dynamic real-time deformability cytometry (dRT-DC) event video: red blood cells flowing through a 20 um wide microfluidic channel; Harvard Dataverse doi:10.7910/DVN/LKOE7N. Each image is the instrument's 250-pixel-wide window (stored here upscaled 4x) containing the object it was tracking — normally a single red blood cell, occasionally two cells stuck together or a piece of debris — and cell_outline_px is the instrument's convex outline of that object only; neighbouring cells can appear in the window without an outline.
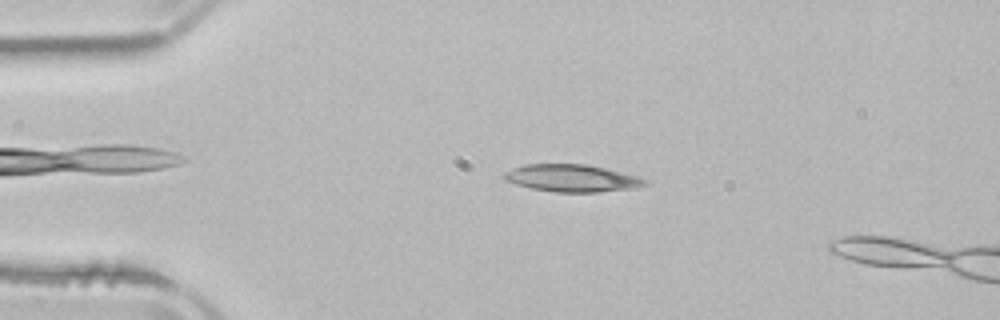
{"species": "common noctule bat (a hibernating species)", "species_latin": "Nyctalus noctula", "temperature_condition": "room temperature", "stored_images_in_passage": 4, "camera_frame_rate_fps": 3000, "um_per_image_px": 0.085, "animal": {"sex": "male", "body_mass_g": 21.5, "forearm_length_mm": 52.0}, "frame": {"image": 1, "passage_image": 3, "time_ms": 3.0, "image_size_px": [1000, 320], "cell_outline_px": [[648, 184], [632, 188], [596, 192], [556, 192], [532, 188], [516, 184], [504, 180], [500, 176], [504, 172], [512, 168], [528, 164], [584, 164], [604, 168], [636, 176], [648, 180]], "centroid_in_image_um": [48.56, 15.14], "position_along_channel_um": 36.4, "area_um2": 22.2}}